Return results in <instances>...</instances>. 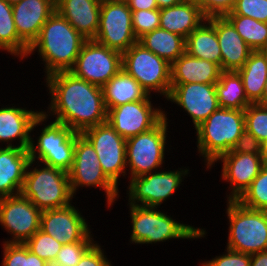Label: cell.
<instances>
[{"label": "cell", "mask_w": 267, "mask_h": 266, "mask_svg": "<svg viewBox=\"0 0 267 266\" xmlns=\"http://www.w3.org/2000/svg\"><path fill=\"white\" fill-rule=\"evenodd\" d=\"M50 98L42 113L75 132L107 121L103 88L82 80L70 71L57 72L44 80Z\"/></svg>", "instance_id": "1"}, {"label": "cell", "mask_w": 267, "mask_h": 266, "mask_svg": "<svg viewBox=\"0 0 267 266\" xmlns=\"http://www.w3.org/2000/svg\"><path fill=\"white\" fill-rule=\"evenodd\" d=\"M86 41L87 39L55 11L29 47L26 59L37 52L44 64L45 78L57 72L70 71Z\"/></svg>", "instance_id": "2"}, {"label": "cell", "mask_w": 267, "mask_h": 266, "mask_svg": "<svg viewBox=\"0 0 267 266\" xmlns=\"http://www.w3.org/2000/svg\"><path fill=\"white\" fill-rule=\"evenodd\" d=\"M244 110L219 108L195 130L199 157L208 171L215 161L230 152L245 130Z\"/></svg>", "instance_id": "3"}, {"label": "cell", "mask_w": 267, "mask_h": 266, "mask_svg": "<svg viewBox=\"0 0 267 266\" xmlns=\"http://www.w3.org/2000/svg\"><path fill=\"white\" fill-rule=\"evenodd\" d=\"M127 205L132 227L129 239L131 244L149 245L174 239H202L207 234L205 228L183 224L159 208Z\"/></svg>", "instance_id": "4"}, {"label": "cell", "mask_w": 267, "mask_h": 266, "mask_svg": "<svg viewBox=\"0 0 267 266\" xmlns=\"http://www.w3.org/2000/svg\"><path fill=\"white\" fill-rule=\"evenodd\" d=\"M49 119L41 112L31 127V132L34 133L35 128L44 125L41 127L40 135L35 138L37 140L31 138L28 149L30 160L35 162L37 160L40 163L69 172L73 165L75 140L79 132L73 131L63 123L50 122Z\"/></svg>", "instance_id": "5"}, {"label": "cell", "mask_w": 267, "mask_h": 266, "mask_svg": "<svg viewBox=\"0 0 267 266\" xmlns=\"http://www.w3.org/2000/svg\"><path fill=\"white\" fill-rule=\"evenodd\" d=\"M36 163L34 160L28 163L21 194L41 211L73 203L75 197L71 192L68 172L38 161Z\"/></svg>", "instance_id": "6"}, {"label": "cell", "mask_w": 267, "mask_h": 266, "mask_svg": "<svg viewBox=\"0 0 267 266\" xmlns=\"http://www.w3.org/2000/svg\"><path fill=\"white\" fill-rule=\"evenodd\" d=\"M229 231L225 248L254 254L267 251V212L250 209L237 200H226Z\"/></svg>", "instance_id": "7"}, {"label": "cell", "mask_w": 267, "mask_h": 266, "mask_svg": "<svg viewBox=\"0 0 267 266\" xmlns=\"http://www.w3.org/2000/svg\"><path fill=\"white\" fill-rule=\"evenodd\" d=\"M167 114L168 112L164 111V118L151 130L126 139V164L130 175L128 178L161 170L163 164L165 165L169 137Z\"/></svg>", "instance_id": "8"}, {"label": "cell", "mask_w": 267, "mask_h": 266, "mask_svg": "<svg viewBox=\"0 0 267 266\" xmlns=\"http://www.w3.org/2000/svg\"><path fill=\"white\" fill-rule=\"evenodd\" d=\"M122 70L133 77L148 95L156 93L167 99L171 89V64L138 41L122 53Z\"/></svg>", "instance_id": "9"}, {"label": "cell", "mask_w": 267, "mask_h": 266, "mask_svg": "<svg viewBox=\"0 0 267 266\" xmlns=\"http://www.w3.org/2000/svg\"><path fill=\"white\" fill-rule=\"evenodd\" d=\"M68 174L74 197L79 188L88 187L105 192L107 208L113 207L119 198L118 187L103 172L93 145L82 133L76 136L73 165Z\"/></svg>", "instance_id": "10"}, {"label": "cell", "mask_w": 267, "mask_h": 266, "mask_svg": "<svg viewBox=\"0 0 267 266\" xmlns=\"http://www.w3.org/2000/svg\"><path fill=\"white\" fill-rule=\"evenodd\" d=\"M161 169L155 172L129 180L126 194L128 204L132 206H143L160 208L171 196L183 185L185 177L190 170L187 167L166 171ZM165 201V202H164Z\"/></svg>", "instance_id": "11"}, {"label": "cell", "mask_w": 267, "mask_h": 266, "mask_svg": "<svg viewBox=\"0 0 267 266\" xmlns=\"http://www.w3.org/2000/svg\"><path fill=\"white\" fill-rule=\"evenodd\" d=\"M82 134L93 145L106 176L118 187L121 175L127 174L126 139L108 121L85 129Z\"/></svg>", "instance_id": "12"}, {"label": "cell", "mask_w": 267, "mask_h": 266, "mask_svg": "<svg viewBox=\"0 0 267 266\" xmlns=\"http://www.w3.org/2000/svg\"><path fill=\"white\" fill-rule=\"evenodd\" d=\"M94 41L120 53L138 41L132 27V11L127 2L102 0Z\"/></svg>", "instance_id": "13"}, {"label": "cell", "mask_w": 267, "mask_h": 266, "mask_svg": "<svg viewBox=\"0 0 267 266\" xmlns=\"http://www.w3.org/2000/svg\"><path fill=\"white\" fill-rule=\"evenodd\" d=\"M121 70L122 53L94 40H87L70 72L82 80L103 87Z\"/></svg>", "instance_id": "14"}, {"label": "cell", "mask_w": 267, "mask_h": 266, "mask_svg": "<svg viewBox=\"0 0 267 266\" xmlns=\"http://www.w3.org/2000/svg\"><path fill=\"white\" fill-rule=\"evenodd\" d=\"M42 211L21 193L0 198V225L10 234L6 243L24 244L40 229Z\"/></svg>", "instance_id": "15"}, {"label": "cell", "mask_w": 267, "mask_h": 266, "mask_svg": "<svg viewBox=\"0 0 267 266\" xmlns=\"http://www.w3.org/2000/svg\"><path fill=\"white\" fill-rule=\"evenodd\" d=\"M152 102L138 100L110 108L107 121L125 139L147 132L164 118V110Z\"/></svg>", "instance_id": "16"}, {"label": "cell", "mask_w": 267, "mask_h": 266, "mask_svg": "<svg viewBox=\"0 0 267 266\" xmlns=\"http://www.w3.org/2000/svg\"><path fill=\"white\" fill-rule=\"evenodd\" d=\"M167 101L184 109L192 120L193 129L200 126L214 111L220 108L215 84H171Z\"/></svg>", "instance_id": "17"}, {"label": "cell", "mask_w": 267, "mask_h": 266, "mask_svg": "<svg viewBox=\"0 0 267 266\" xmlns=\"http://www.w3.org/2000/svg\"><path fill=\"white\" fill-rule=\"evenodd\" d=\"M215 162L223 163L220 179L229 182L227 200H238L265 164L262 155L232 151L221 155Z\"/></svg>", "instance_id": "18"}, {"label": "cell", "mask_w": 267, "mask_h": 266, "mask_svg": "<svg viewBox=\"0 0 267 266\" xmlns=\"http://www.w3.org/2000/svg\"><path fill=\"white\" fill-rule=\"evenodd\" d=\"M86 219L71 203L62 208L42 211L40 230L63 245L80 242L91 232Z\"/></svg>", "instance_id": "19"}, {"label": "cell", "mask_w": 267, "mask_h": 266, "mask_svg": "<svg viewBox=\"0 0 267 266\" xmlns=\"http://www.w3.org/2000/svg\"><path fill=\"white\" fill-rule=\"evenodd\" d=\"M11 105H6L5 107L2 105L0 108L1 147L6 143L5 147L28 150L31 138L34 137V134L31 133V127L35 119L41 114L42 109L41 111L36 109L34 111V109L31 108L28 109L27 107Z\"/></svg>", "instance_id": "20"}, {"label": "cell", "mask_w": 267, "mask_h": 266, "mask_svg": "<svg viewBox=\"0 0 267 266\" xmlns=\"http://www.w3.org/2000/svg\"><path fill=\"white\" fill-rule=\"evenodd\" d=\"M12 10L18 36L30 47L56 11L55 0H22L13 4Z\"/></svg>", "instance_id": "21"}, {"label": "cell", "mask_w": 267, "mask_h": 266, "mask_svg": "<svg viewBox=\"0 0 267 266\" xmlns=\"http://www.w3.org/2000/svg\"><path fill=\"white\" fill-rule=\"evenodd\" d=\"M207 20L215 27L217 33L221 50V70L238 71L253 50L224 16H212Z\"/></svg>", "instance_id": "22"}, {"label": "cell", "mask_w": 267, "mask_h": 266, "mask_svg": "<svg viewBox=\"0 0 267 266\" xmlns=\"http://www.w3.org/2000/svg\"><path fill=\"white\" fill-rule=\"evenodd\" d=\"M102 0H55L56 11L85 39L94 40Z\"/></svg>", "instance_id": "23"}, {"label": "cell", "mask_w": 267, "mask_h": 266, "mask_svg": "<svg viewBox=\"0 0 267 266\" xmlns=\"http://www.w3.org/2000/svg\"><path fill=\"white\" fill-rule=\"evenodd\" d=\"M29 161L27 149L0 146V198L21 193Z\"/></svg>", "instance_id": "24"}, {"label": "cell", "mask_w": 267, "mask_h": 266, "mask_svg": "<svg viewBox=\"0 0 267 266\" xmlns=\"http://www.w3.org/2000/svg\"><path fill=\"white\" fill-rule=\"evenodd\" d=\"M206 19L200 3L191 0H183L177 5L160 9V28L185 39Z\"/></svg>", "instance_id": "25"}, {"label": "cell", "mask_w": 267, "mask_h": 266, "mask_svg": "<svg viewBox=\"0 0 267 266\" xmlns=\"http://www.w3.org/2000/svg\"><path fill=\"white\" fill-rule=\"evenodd\" d=\"M221 72L219 65L192 57L185 52L171 65V84H215Z\"/></svg>", "instance_id": "26"}, {"label": "cell", "mask_w": 267, "mask_h": 266, "mask_svg": "<svg viewBox=\"0 0 267 266\" xmlns=\"http://www.w3.org/2000/svg\"><path fill=\"white\" fill-rule=\"evenodd\" d=\"M102 88L107 111L129 102L152 100L140 84L123 70L112 77Z\"/></svg>", "instance_id": "27"}, {"label": "cell", "mask_w": 267, "mask_h": 266, "mask_svg": "<svg viewBox=\"0 0 267 266\" xmlns=\"http://www.w3.org/2000/svg\"><path fill=\"white\" fill-rule=\"evenodd\" d=\"M185 52L192 57L215 63L221 68V50L217 33L207 19L186 38Z\"/></svg>", "instance_id": "28"}, {"label": "cell", "mask_w": 267, "mask_h": 266, "mask_svg": "<svg viewBox=\"0 0 267 266\" xmlns=\"http://www.w3.org/2000/svg\"><path fill=\"white\" fill-rule=\"evenodd\" d=\"M237 72L242 78L248 100L257 104L262 99L267 78V56L262 50L252 51Z\"/></svg>", "instance_id": "29"}, {"label": "cell", "mask_w": 267, "mask_h": 266, "mask_svg": "<svg viewBox=\"0 0 267 266\" xmlns=\"http://www.w3.org/2000/svg\"><path fill=\"white\" fill-rule=\"evenodd\" d=\"M138 42L171 65L185 53L186 39L160 27L144 34Z\"/></svg>", "instance_id": "30"}, {"label": "cell", "mask_w": 267, "mask_h": 266, "mask_svg": "<svg viewBox=\"0 0 267 266\" xmlns=\"http://www.w3.org/2000/svg\"><path fill=\"white\" fill-rule=\"evenodd\" d=\"M215 88L220 108L245 110L252 104L246 96L242 78L237 71H222Z\"/></svg>", "instance_id": "31"}, {"label": "cell", "mask_w": 267, "mask_h": 266, "mask_svg": "<svg viewBox=\"0 0 267 266\" xmlns=\"http://www.w3.org/2000/svg\"><path fill=\"white\" fill-rule=\"evenodd\" d=\"M29 46L18 36L13 20L12 5L6 0H0V51L18 57L26 58Z\"/></svg>", "instance_id": "32"}, {"label": "cell", "mask_w": 267, "mask_h": 266, "mask_svg": "<svg viewBox=\"0 0 267 266\" xmlns=\"http://www.w3.org/2000/svg\"><path fill=\"white\" fill-rule=\"evenodd\" d=\"M224 17L253 51L262 50L267 45V23L259 22L251 17L235 15L232 11Z\"/></svg>", "instance_id": "33"}, {"label": "cell", "mask_w": 267, "mask_h": 266, "mask_svg": "<svg viewBox=\"0 0 267 266\" xmlns=\"http://www.w3.org/2000/svg\"><path fill=\"white\" fill-rule=\"evenodd\" d=\"M1 266H50L45 260L33 254L25 244L2 243Z\"/></svg>", "instance_id": "34"}, {"label": "cell", "mask_w": 267, "mask_h": 266, "mask_svg": "<svg viewBox=\"0 0 267 266\" xmlns=\"http://www.w3.org/2000/svg\"><path fill=\"white\" fill-rule=\"evenodd\" d=\"M237 201L247 208L267 212V163Z\"/></svg>", "instance_id": "35"}, {"label": "cell", "mask_w": 267, "mask_h": 266, "mask_svg": "<svg viewBox=\"0 0 267 266\" xmlns=\"http://www.w3.org/2000/svg\"><path fill=\"white\" fill-rule=\"evenodd\" d=\"M24 244L33 254H36L50 265L55 261L57 254L63 245L40 229Z\"/></svg>", "instance_id": "36"}, {"label": "cell", "mask_w": 267, "mask_h": 266, "mask_svg": "<svg viewBox=\"0 0 267 266\" xmlns=\"http://www.w3.org/2000/svg\"><path fill=\"white\" fill-rule=\"evenodd\" d=\"M92 231L80 242L62 245L51 266H76L84 253L96 242Z\"/></svg>", "instance_id": "37"}, {"label": "cell", "mask_w": 267, "mask_h": 266, "mask_svg": "<svg viewBox=\"0 0 267 266\" xmlns=\"http://www.w3.org/2000/svg\"><path fill=\"white\" fill-rule=\"evenodd\" d=\"M245 128L261 143L267 139V105L250 104L244 110Z\"/></svg>", "instance_id": "38"}, {"label": "cell", "mask_w": 267, "mask_h": 266, "mask_svg": "<svg viewBox=\"0 0 267 266\" xmlns=\"http://www.w3.org/2000/svg\"><path fill=\"white\" fill-rule=\"evenodd\" d=\"M131 11L132 27L137 39L160 27V9Z\"/></svg>", "instance_id": "39"}, {"label": "cell", "mask_w": 267, "mask_h": 266, "mask_svg": "<svg viewBox=\"0 0 267 266\" xmlns=\"http://www.w3.org/2000/svg\"><path fill=\"white\" fill-rule=\"evenodd\" d=\"M232 12L267 23V0H236Z\"/></svg>", "instance_id": "40"}, {"label": "cell", "mask_w": 267, "mask_h": 266, "mask_svg": "<svg viewBox=\"0 0 267 266\" xmlns=\"http://www.w3.org/2000/svg\"><path fill=\"white\" fill-rule=\"evenodd\" d=\"M251 255L225 248V252L214 258L200 262L201 266H250Z\"/></svg>", "instance_id": "41"}, {"label": "cell", "mask_w": 267, "mask_h": 266, "mask_svg": "<svg viewBox=\"0 0 267 266\" xmlns=\"http://www.w3.org/2000/svg\"><path fill=\"white\" fill-rule=\"evenodd\" d=\"M96 242L84 253L76 266H113L106 257V251Z\"/></svg>", "instance_id": "42"}, {"label": "cell", "mask_w": 267, "mask_h": 266, "mask_svg": "<svg viewBox=\"0 0 267 266\" xmlns=\"http://www.w3.org/2000/svg\"><path fill=\"white\" fill-rule=\"evenodd\" d=\"M231 151L234 153L262 155V143L245 129Z\"/></svg>", "instance_id": "43"}, {"label": "cell", "mask_w": 267, "mask_h": 266, "mask_svg": "<svg viewBox=\"0 0 267 266\" xmlns=\"http://www.w3.org/2000/svg\"><path fill=\"white\" fill-rule=\"evenodd\" d=\"M236 0H202L200 7L208 18L212 16H224L232 11Z\"/></svg>", "instance_id": "44"}, {"label": "cell", "mask_w": 267, "mask_h": 266, "mask_svg": "<svg viewBox=\"0 0 267 266\" xmlns=\"http://www.w3.org/2000/svg\"><path fill=\"white\" fill-rule=\"evenodd\" d=\"M127 4L131 10L158 9V5L155 0H128Z\"/></svg>", "instance_id": "45"}, {"label": "cell", "mask_w": 267, "mask_h": 266, "mask_svg": "<svg viewBox=\"0 0 267 266\" xmlns=\"http://www.w3.org/2000/svg\"><path fill=\"white\" fill-rule=\"evenodd\" d=\"M250 266H267V251L251 254Z\"/></svg>", "instance_id": "46"}, {"label": "cell", "mask_w": 267, "mask_h": 266, "mask_svg": "<svg viewBox=\"0 0 267 266\" xmlns=\"http://www.w3.org/2000/svg\"><path fill=\"white\" fill-rule=\"evenodd\" d=\"M155 1L158 5V9H162V8L177 5L181 3L183 0H155Z\"/></svg>", "instance_id": "47"}, {"label": "cell", "mask_w": 267, "mask_h": 266, "mask_svg": "<svg viewBox=\"0 0 267 266\" xmlns=\"http://www.w3.org/2000/svg\"><path fill=\"white\" fill-rule=\"evenodd\" d=\"M257 104L267 105V78L264 86L262 99Z\"/></svg>", "instance_id": "48"}, {"label": "cell", "mask_w": 267, "mask_h": 266, "mask_svg": "<svg viewBox=\"0 0 267 266\" xmlns=\"http://www.w3.org/2000/svg\"><path fill=\"white\" fill-rule=\"evenodd\" d=\"M262 158L264 162L267 163V139L262 142Z\"/></svg>", "instance_id": "49"}, {"label": "cell", "mask_w": 267, "mask_h": 266, "mask_svg": "<svg viewBox=\"0 0 267 266\" xmlns=\"http://www.w3.org/2000/svg\"><path fill=\"white\" fill-rule=\"evenodd\" d=\"M9 4H11V5H13V4H15V3H18V2H20V1H22V0H6Z\"/></svg>", "instance_id": "50"}, {"label": "cell", "mask_w": 267, "mask_h": 266, "mask_svg": "<svg viewBox=\"0 0 267 266\" xmlns=\"http://www.w3.org/2000/svg\"><path fill=\"white\" fill-rule=\"evenodd\" d=\"M107 1H111V2H127L128 0H107Z\"/></svg>", "instance_id": "51"}, {"label": "cell", "mask_w": 267, "mask_h": 266, "mask_svg": "<svg viewBox=\"0 0 267 266\" xmlns=\"http://www.w3.org/2000/svg\"><path fill=\"white\" fill-rule=\"evenodd\" d=\"M262 51L267 56V45L262 49Z\"/></svg>", "instance_id": "52"}, {"label": "cell", "mask_w": 267, "mask_h": 266, "mask_svg": "<svg viewBox=\"0 0 267 266\" xmlns=\"http://www.w3.org/2000/svg\"><path fill=\"white\" fill-rule=\"evenodd\" d=\"M191 1H195V2H199L200 3L202 0H191Z\"/></svg>", "instance_id": "53"}]
</instances>
